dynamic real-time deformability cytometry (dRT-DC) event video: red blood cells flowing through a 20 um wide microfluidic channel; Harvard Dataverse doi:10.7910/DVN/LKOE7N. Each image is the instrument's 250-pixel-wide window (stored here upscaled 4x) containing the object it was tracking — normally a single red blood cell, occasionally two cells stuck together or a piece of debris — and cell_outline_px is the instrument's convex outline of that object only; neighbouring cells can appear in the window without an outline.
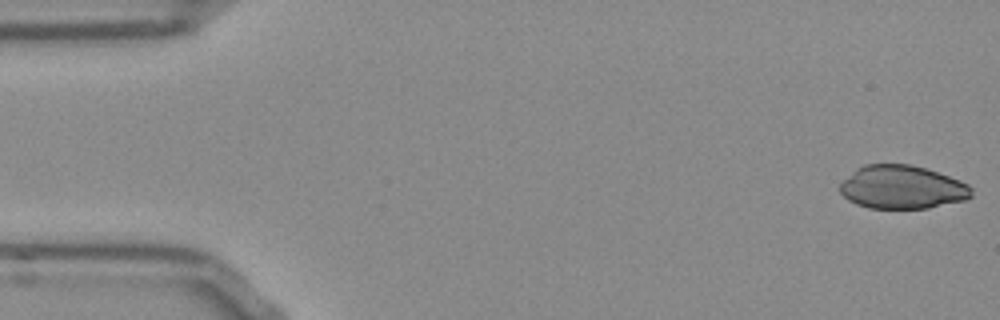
{"species": "Egyptian fruit bat (a non-hibernating species)", "species_latin": "Rousettus aegyptiacus", "temperature_condition": "room temperature", "stored_images_in_passage": 52, "camera_frame_rate_fps": 3000, "um_per_image_px": 0.085, "frame": {"image": 1, "passage_image": 1, "time_ms": 0.0, "image_size_px": [1000, 320], "cell_outline_px": [[972, 196], [964, 200], [928, 208], [868, 208], [856, 204], [848, 200], [840, 192], [840, 184], [856, 168], [864, 164], [908, 164], [924, 168], [960, 180], [968, 184], [972, 188]], "centroid_in_image_um": [76.67, 15.91], "position_along_channel_um": 8.3, "area_um2": 33.12}}
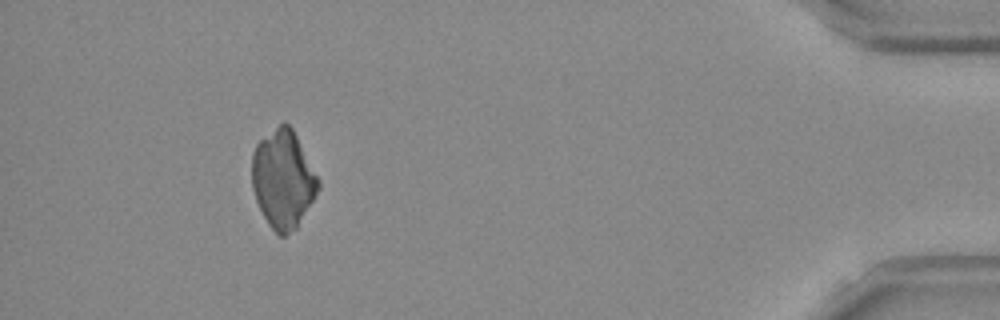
{"frame": {"image": 2, "passage_image": 48, "time_ms": 15.667, "image_size_px": [1000, 320], "cell_outline_px": [[320, 188], [296, 228], [284, 236], [280, 236], [268, 224], [256, 200], [252, 188], [252, 152], [256, 144], [260, 140], [284, 120], [292, 128], [320, 180]], "centroid_in_image_um": [24.06, 15.22], "position_along_channel_um": 411.1, "area_um2": 37.69}}